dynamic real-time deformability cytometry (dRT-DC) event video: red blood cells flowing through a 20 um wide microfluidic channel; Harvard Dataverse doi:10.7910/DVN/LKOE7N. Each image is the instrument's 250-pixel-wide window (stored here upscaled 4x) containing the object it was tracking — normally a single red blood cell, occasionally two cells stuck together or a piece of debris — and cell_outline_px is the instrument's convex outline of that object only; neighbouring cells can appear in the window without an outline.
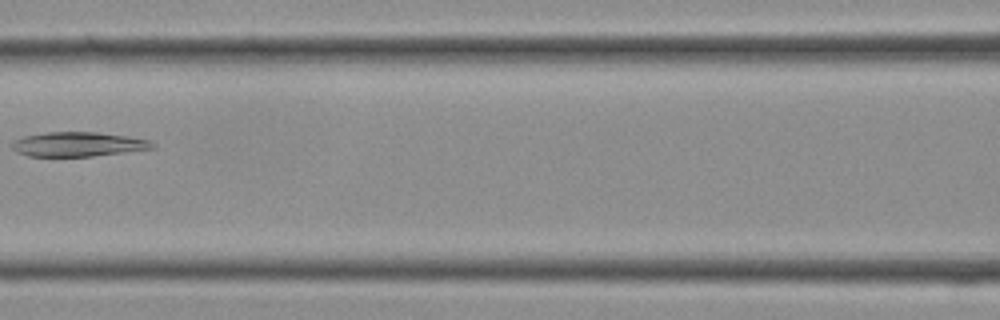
{"species": "Egyptian fruit bat (a non-hibernating species)", "species_latin": "Rousettus aegyptiacus", "temperature_condition": "cold", "stored_images_in_passage": 6, "camera_frame_rate_fps": 3000, "um_per_image_px": 0.085, "frame": {"image": 1, "passage_image": 5, "time_ms": 1.333, "image_size_px": [1000, 320], "cell_outline_px": [[156, 148], [92, 156], [28, 156], [16, 152], [12, 148], [12, 140], [24, 136], [48, 132], [96, 132], [128, 136], [148, 140], [156, 144]], "centroid_in_image_um": [6.63, 12.26], "position_along_channel_um": 160.0, "area_um2": 20.0}}